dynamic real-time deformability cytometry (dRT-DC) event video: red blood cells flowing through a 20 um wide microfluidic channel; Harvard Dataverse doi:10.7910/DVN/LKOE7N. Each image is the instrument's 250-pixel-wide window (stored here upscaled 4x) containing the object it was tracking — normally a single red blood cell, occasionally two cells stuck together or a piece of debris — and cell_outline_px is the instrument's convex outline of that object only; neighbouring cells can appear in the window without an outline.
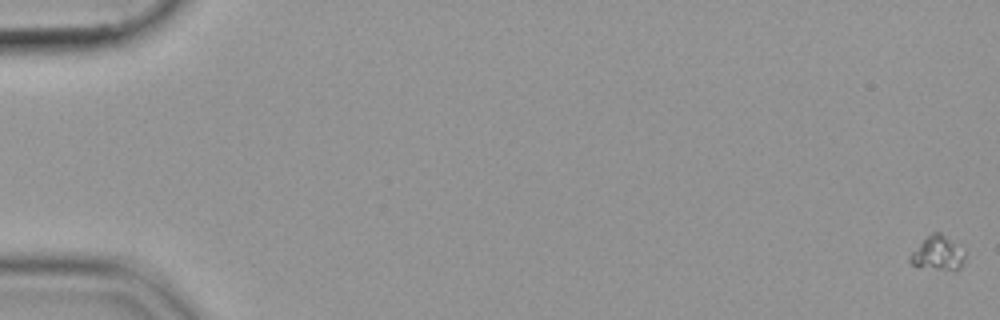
{"species": "common noctule bat (a hibernating species)", "species_latin": "Nyctalus noctula", "temperature_condition": "cold", "stored_images_in_passage": 17, "camera_frame_rate_fps": 3000, "um_per_image_px": 0.085, "animal": {"sex": "female", "body_mass_g": 19.9}, "frame": {"image": 1, "passage_image": 1, "time_ms": 0.0, "image_size_px": [1000, 320], "cell_outline_px": [[964, 260], [960, 268], [936, 268], [912, 264], [908, 260], [908, 256], [932, 232], [940, 232], [964, 252]], "centroid_in_image_um": [79.68, 21.5], "position_along_channel_um": 5.3, "area_um2": 10.12}}
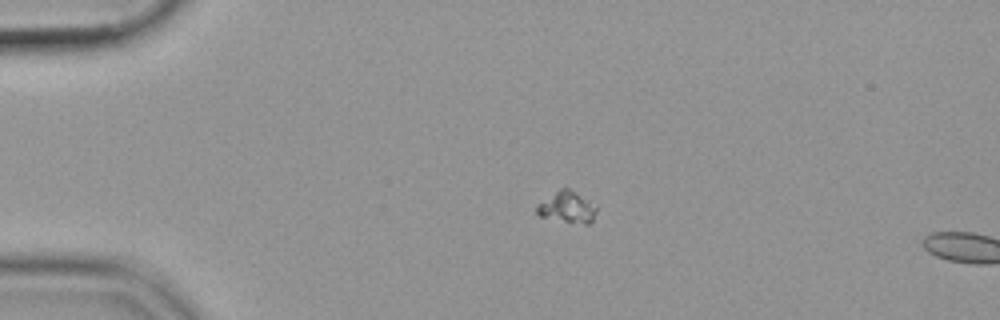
{"frame": {"image": 2, "passage_image": 14, "time_ms": 4.333, "image_size_px": [1000, 320], "cell_outline_px": [[596, 212], [592, 220], [588, 224], [584, 224], [540, 216], [536, 212], [536, 204], [560, 188], [568, 188], [588, 200], [596, 208]], "centroid_in_image_um": [48.17, 17.6], "position_along_channel_um": 36.8, "area_um2": 10.58}}